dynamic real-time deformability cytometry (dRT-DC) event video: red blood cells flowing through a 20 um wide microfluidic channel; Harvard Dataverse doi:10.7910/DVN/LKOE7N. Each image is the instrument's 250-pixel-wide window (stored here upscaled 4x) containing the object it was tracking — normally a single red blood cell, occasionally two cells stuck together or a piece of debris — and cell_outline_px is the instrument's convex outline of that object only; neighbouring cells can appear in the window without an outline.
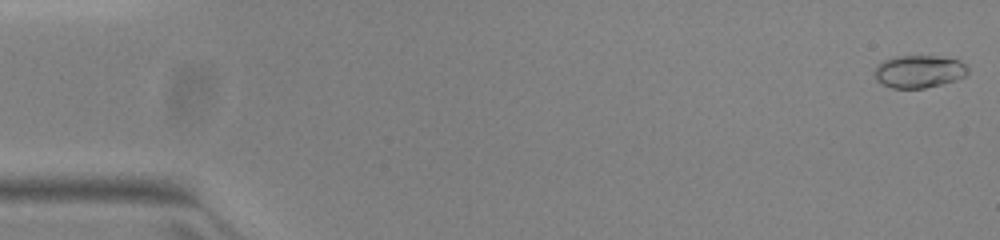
{"species": "common noctule bat (a hibernating species)", "species_latin": "Nyctalus noctula", "temperature_condition": "warm", "stored_images_in_passage": 53, "camera_frame_rate_fps": 3000, "um_per_image_px": 0.085, "animal": {"sex": "female", "body_mass_g": 23.0, "forearm_length_mm": 53.4}, "frame": {"image": 1, "passage_image": 1, "time_ms": 0.0, "image_size_px": [1000, 240], "cell_outline_px": [[968, 72], [964, 76], [956, 80], [924, 88], [892, 88], [876, 80], [876, 68], [884, 60], [896, 56], [936, 56], [960, 60], [968, 68]], "centroid_in_image_um": [78.14, 6.07], "position_along_channel_um": 6.9, "area_um2": 17.46}}
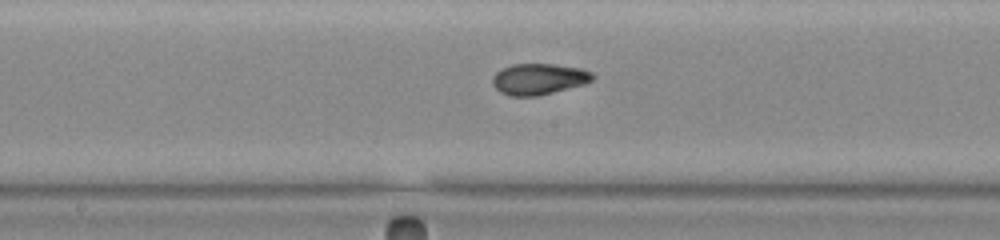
{"frame": {"image": 2, "passage_image": 28, "time_ms": 9.0, "image_size_px": [1000, 240], "cell_outline_px": [[596, 76], [592, 80], [584, 84], [536, 96], [512, 96], [500, 92], [492, 84], [492, 76], [500, 68], [512, 64], [552, 64], [584, 68], [592, 72]], "centroid_in_image_um": [45.79, 6.7], "position_along_channel_um": 202.4, "area_um2": 18.26}}
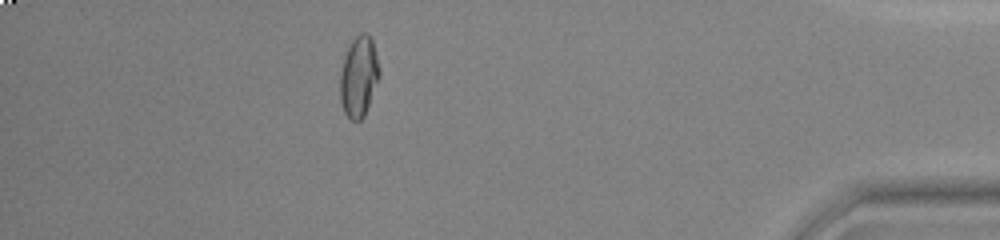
{"frame": {"image": 3, "passage_image": 47, "time_ms": 15.333, "image_size_px": [1000, 240], "cell_outline_px": [[380, 72], [364, 116], [360, 120], [352, 120], [344, 112], [340, 100], [340, 72], [344, 56], [352, 40], [360, 32], [368, 32], [372, 40], [380, 68]], "centroid_in_image_um": [30.48, 6.47], "position_along_channel_um": 404.7, "area_um2": 18.26}, "authors_computed_cell_mechanics": {"area_um2": 17.7446, "velocity_mm_per_s": 3.948, "shape_relaxation_time_tau1_ms": null, "shape_relaxation_time_tau2_ms": 1.3873, "deformation_change_tau1": null, "deformation_change_tau2": 0.0499}}